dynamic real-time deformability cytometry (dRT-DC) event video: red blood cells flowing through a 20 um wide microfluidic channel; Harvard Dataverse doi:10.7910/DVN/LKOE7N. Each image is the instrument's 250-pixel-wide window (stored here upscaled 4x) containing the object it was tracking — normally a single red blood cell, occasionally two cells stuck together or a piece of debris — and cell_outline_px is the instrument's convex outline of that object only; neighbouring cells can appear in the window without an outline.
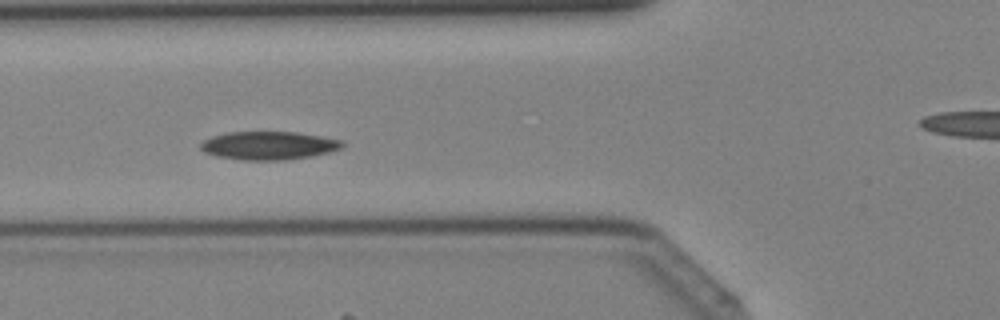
{"species": "Egyptian fruit bat (a non-hibernating species)", "species_latin": "Rousettus aegyptiacus", "temperature_condition": "cold", "stored_images_in_passage": 31, "camera_frame_rate_fps": 3000, "um_per_image_px": 0.085, "animal": {"sex": "female"}, "frame": {"image": 1, "passage_image": 10, "time_ms": 3.0, "image_size_px": [1000, 320], "cell_outline_px": [[344, 144], [340, 148], [328, 152], [312, 156], [284, 160], [244, 160], [216, 156], [204, 152], [200, 148], [200, 144], [204, 140], [212, 136], [228, 132], [296, 132], [320, 136], [340, 140]], "centroid_in_image_um": [22.8, 12.37], "position_along_channel_um": 103.0, "area_um2": 23.18}}
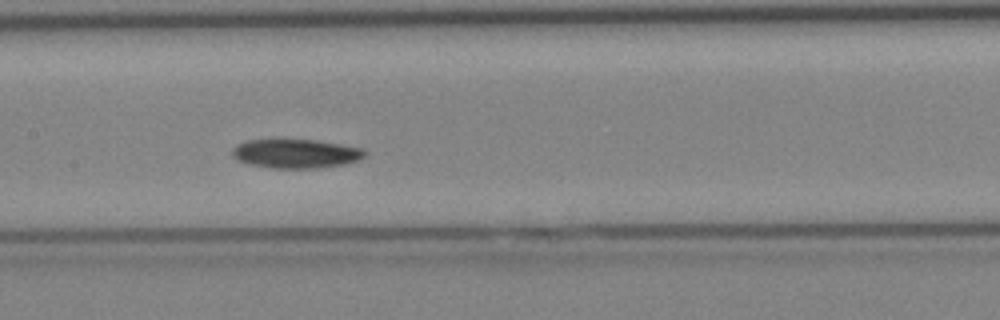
{"frame": {"image": 2, "passage_image": 15, "time_ms": 4.667, "image_size_px": [1000, 320], "cell_outline_px": [[368, 152], [360, 160], [344, 164], [320, 168], [272, 168], [248, 164], [236, 160], [232, 156], [232, 148], [236, 144], [248, 140], [316, 140], [364, 148]], "centroid_in_image_um": [25.15, 13.06], "position_along_channel_um": 182.2, "area_um2": 22.6}}
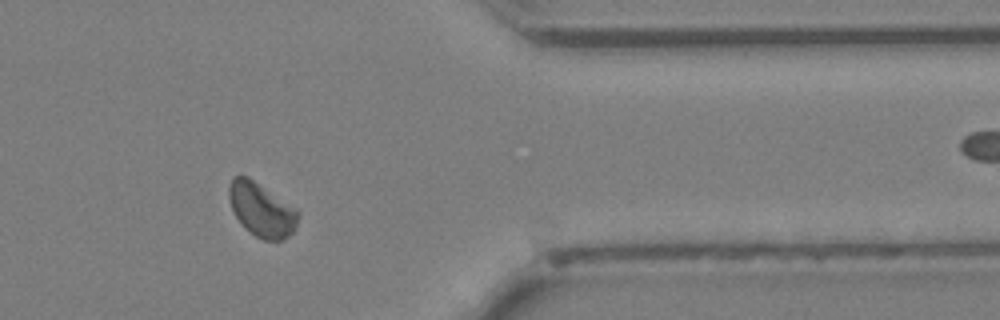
{"frame": {"image": 3, "passage_image": 29, "time_ms": 9.333, "image_size_px": [1000, 320], "cell_outline_px": [[300, 216], [296, 228], [288, 236], [280, 240], [264, 240], [256, 236], [236, 216], [232, 208], [228, 196], [228, 188], [232, 176], [248, 176], [296, 208], [300, 212]], "centroid_in_image_um": [22.26, 17.8], "position_along_channel_um": 389.1, "area_um2": 21.44}}